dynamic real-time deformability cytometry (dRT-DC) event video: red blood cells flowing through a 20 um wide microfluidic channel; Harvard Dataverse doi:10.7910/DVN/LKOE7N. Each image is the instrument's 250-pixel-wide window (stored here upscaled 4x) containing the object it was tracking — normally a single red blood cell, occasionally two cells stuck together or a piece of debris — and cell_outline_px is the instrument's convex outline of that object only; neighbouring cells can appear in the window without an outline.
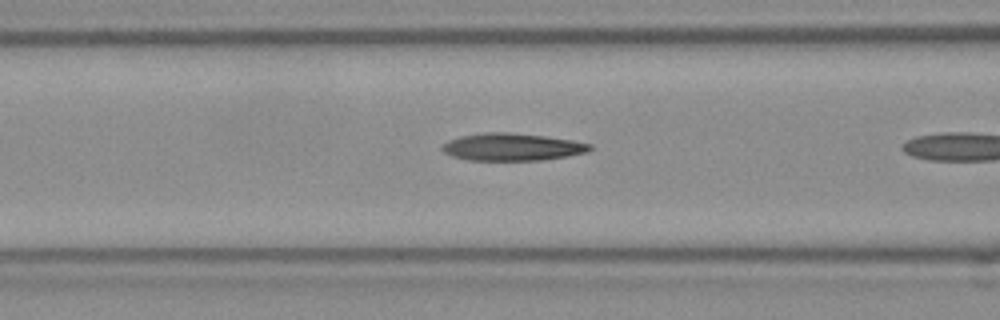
{"species": "Egyptian fruit bat (a non-hibernating species)", "species_latin": "Rousettus aegyptiacus", "temperature_condition": "room temperature", "stored_images_in_passage": 17, "camera_frame_rate_fps": 3000, "um_per_image_px": 0.085, "frame": {"image": 1, "passage_image": 16, "time_ms": 5.0, "image_size_px": [1000, 320], "cell_outline_px": [[592, 148], [588, 152], [568, 156], [540, 160], [468, 160], [452, 156], [444, 152], [440, 148], [448, 140], [460, 136], [484, 132], [508, 132], [544, 136], [572, 140], [592, 144]], "centroid_in_image_um": [43.53, 12.49], "position_along_channel_um": 123.1, "area_um2": 23.58}}